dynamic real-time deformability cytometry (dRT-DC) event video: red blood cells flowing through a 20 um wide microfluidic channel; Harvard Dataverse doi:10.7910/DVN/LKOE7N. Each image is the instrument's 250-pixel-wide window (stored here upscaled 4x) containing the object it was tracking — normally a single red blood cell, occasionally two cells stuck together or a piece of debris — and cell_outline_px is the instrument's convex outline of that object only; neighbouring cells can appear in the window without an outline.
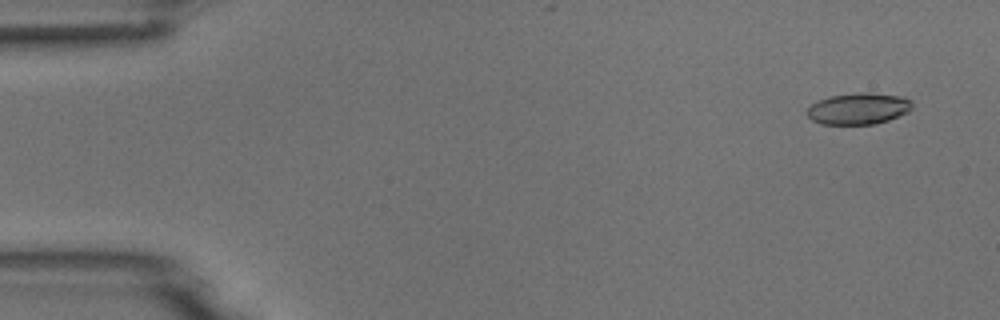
{"species": "common noctule bat (a hibernating species)", "species_latin": "Nyctalus noctula", "temperature_condition": "room temperature", "stored_images_in_passage": 6, "camera_frame_rate_fps": 3000, "um_per_image_px": 0.085, "animal": {"sex": "male", "body_mass_g": 18.8}, "frame": {"image": 1, "passage_image": 1, "time_ms": 0.0, "image_size_px": [1000, 320], "cell_outline_px": [[912, 108], [908, 112], [888, 120], [872, 124], [820, 124], [812, 120], [808, 116], [808, 108], [816, 100], [828, 96], [860, 92], [868, 92], [904, 96], [912, 100]], "centroid_in_image_um": [72.98, 9.21], "position_along_channel_um": 12.0, "area_um2": 19.42}}
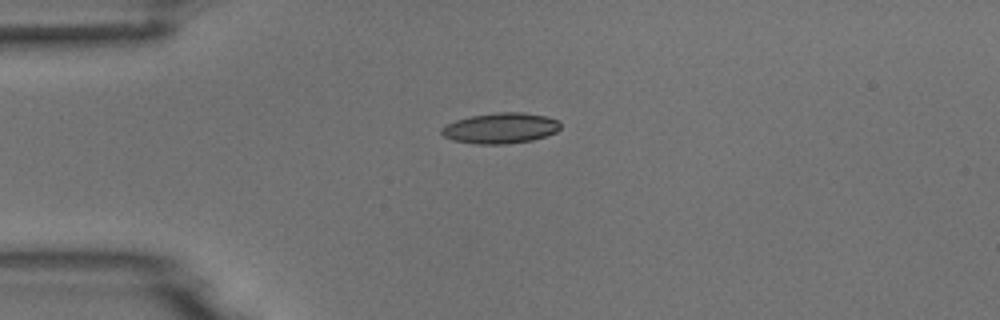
{"frame": {"image": 2, "passage_image": 4, "time_ms": 1.0, "image_size_px": [1000, 320], "cell_outline_px": [[560, 128], [556, 132], [532, 140], [508, 144], [476, 144], [452, 140], [444, 136], [440, 132], [440, 128], [456, 120], [472, 116], [496, 112], [524, 112], [548, 116], [560, 120]], "centroid_in_image_um": [42.57, 10.89], "position_along_channel_um": 42.4, "area_um2": 21.33}}